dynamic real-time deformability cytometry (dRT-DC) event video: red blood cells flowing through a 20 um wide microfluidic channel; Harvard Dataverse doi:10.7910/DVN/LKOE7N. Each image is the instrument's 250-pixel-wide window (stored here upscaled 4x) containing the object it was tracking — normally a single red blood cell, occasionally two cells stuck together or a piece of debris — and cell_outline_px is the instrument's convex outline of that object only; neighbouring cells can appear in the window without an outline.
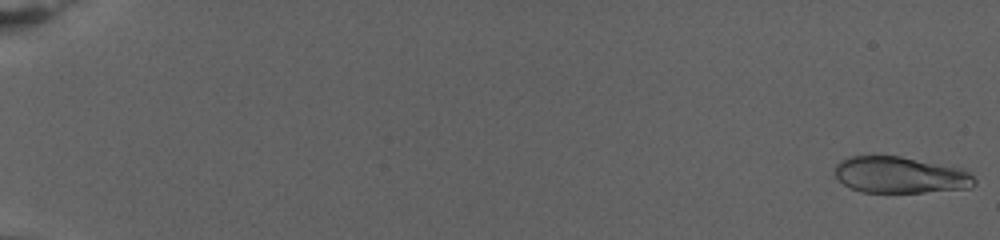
{"species": "human", "species_latin": "Homo sapiens", "temperature_condition": "warm", "stored_images_in_passage": 78, "camera_frame_rate_fps": 3000, "um_per_image_px": 0.085, "donor": {"sex": "female"}, "frame": {"image": 1, "passage_image": 1, "time_ms": 0.0, "image_size_px": [1000, 240], "cell_outline_px": [[976, 184], [972, 188], [924, 192], [860, 192], [844, 184], [836, 176], [836, 164], [840, 160], [852, 156], [900, 156], [964, 168], [976, 180]], "centroid_in_image_um": [76.57, 14.87], "position_along_channel_um": 8.4, "area_um2": 29.71}}
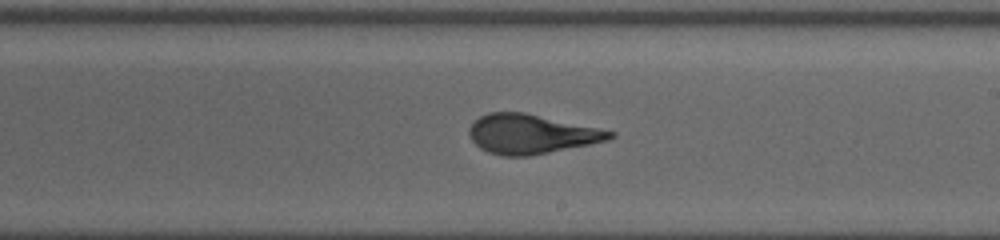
{"frame": {"image": 2, "passage_image": 49, "time_ms": 16.0, "image_size_px": [1000, 240], "cell_outline_px": [[616, 136], [608, 140], [528, 156], [504, 156], [488, 152], [480, 148], [472, 140], [468, 132], [468, 128], [480, 116], [488, 112], [524, 112], [616, 132]], "centroid_in_image_um": [45.12, 11.39], "position_along_channel_um": 243.9, "area_um2": 31.91}}
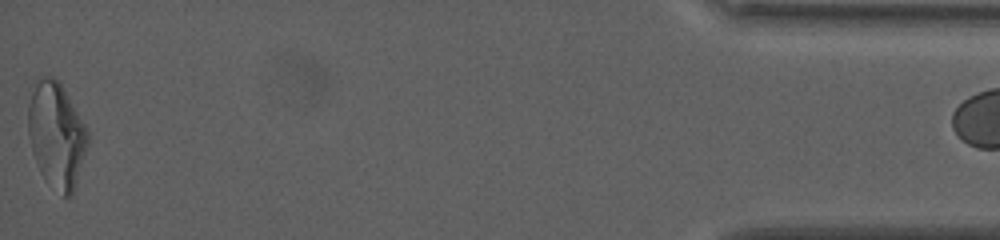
{"frame": {"image": 3, "passage_image": 78, "time_ms": 25.667, "image_size_px": [1000, 240], "cell_outline_px": [[88, 144], [76, 184], [72, 196], [64, 196], [40, 172], [36, 164], [32, 152], [28, 132], [28, 104], [36, 80], [44, 76], [52, 76], [60, 80], [84, 124], [88, 132]], "centroid_in_image_um": [4.79, 11.42], "position_along_channel_um": 430.4, "area_um2": 36.36}, "authors_computed_cell_mechanics": {"area_um2": 32.4258, "velocity_mm_per_s": 2.7638, "shape_relaxation_time_tau1_ms": 9.1448, "shape_relaxation_time_tau2_ms": 1.1433, "deformation_change_tau1": 0.2779, "deformation_change_tau2": 0.0871}}